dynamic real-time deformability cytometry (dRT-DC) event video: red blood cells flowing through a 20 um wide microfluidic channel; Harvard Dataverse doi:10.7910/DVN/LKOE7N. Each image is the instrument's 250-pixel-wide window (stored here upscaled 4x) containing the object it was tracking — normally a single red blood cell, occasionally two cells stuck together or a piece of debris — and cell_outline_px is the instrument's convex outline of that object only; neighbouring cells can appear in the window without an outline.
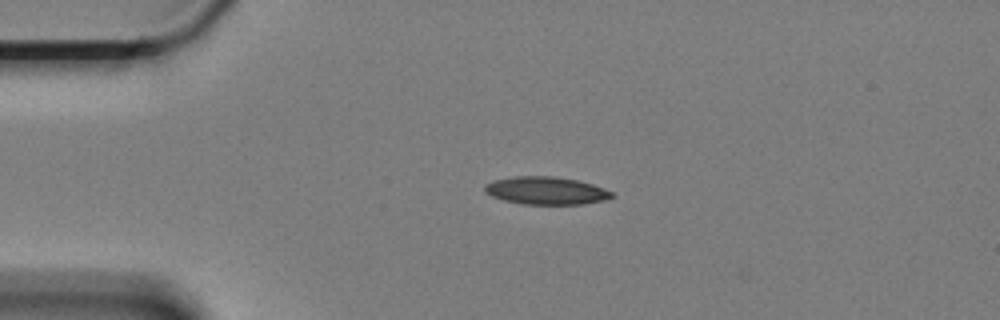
{"species": "Egyptian fruit bat (a non-hibernating species)", "species_latin": "Rousettus aegyptiacus", "temperature_condition": "cold", "stored_images_in_passage": 3, "camera_frame_rate_fps": 3000, "um_per_image_px": 0.085, "animal": {"sex": "female"}, "frame": {"image": 1, "passage_image": 1, "time_ms": 0.0, "image_size_px": [1000, 320], "cell_outline_px": [[616, 196], [608, 200], [584, 204], [520, 204], [504, 200], [492, 196], [484, 192], [484, 184], [496, 180], [516, 176], [552, 176], [576, 180], [592, 184], [604, 188], [612, 192]], "centroid_in_image_um": [46.45, 16.21], "position_along_channel_um": 38.6, "area_um2": 20.63}}